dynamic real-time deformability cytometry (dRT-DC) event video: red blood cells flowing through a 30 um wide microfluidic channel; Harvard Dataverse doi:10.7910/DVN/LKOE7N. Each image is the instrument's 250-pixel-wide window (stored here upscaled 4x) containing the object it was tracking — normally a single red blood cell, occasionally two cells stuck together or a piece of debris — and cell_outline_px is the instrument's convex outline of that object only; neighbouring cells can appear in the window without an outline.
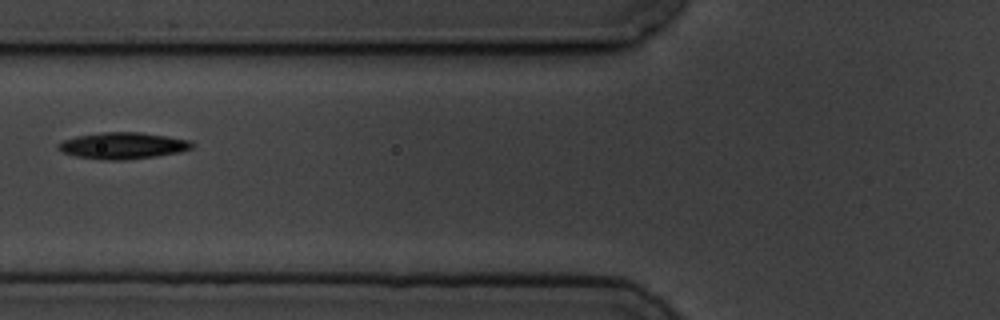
{"species": "common noctule bat (a hibernating species)", "species_latin": "Nyctalus noctula", "temperature_condition": "cold", "stored_images_in_passage": 7, "camera_frame_rate_fps": 3000, "um_per_image_px": 0.085, "animal": {"sex": "male", "body_mass_g": 19.5, "forearm_length_mm": 54.6}, "frame": {"image": 1, "passage_image": 7, "time_ms": 7.0, "image_size_px": [1000, 320], "cell_outline_px": [[196, 144], [192, 148], [180, 152], [156, 156], [124, 160], [108, 160], [76, 156], [64, 152], [56, 148], [56, 144], [64, 140], [76, 136], [100, 132], [140, 132], [168, 136], [188, 140]], "centroid_in_image_um": [10.45, 12.37], "position_along_channel_um": 115.3, "area_um2": 20.69}}